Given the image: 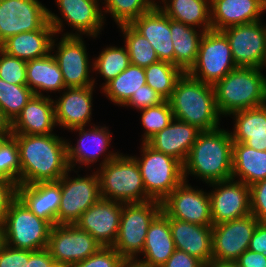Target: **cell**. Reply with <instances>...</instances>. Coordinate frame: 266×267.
<instances>
[{
    "mask_svg": "<svg viewBox=\"0 0 266 267\" xmlns=\"http://www.w3.org/2000/svg\"><path fill=\"white\" fill-rule=\"evenodd\" d=\"M55 122L54 99L34 95L17 117L11 122L12 134H53Z\"/></svg>",
    "mask_w": 266,
    "mask_h": 267,
    "instance_id": "21",
    "label": "cell"
},
{
    "mask_svg": "<svg viewBox=\"0 0 266 267\" xmlns=\"http://www.w3.org/2000/svg\"><path fill=\"white\" fill-rule=\"evenodd\" d=\"M55 35V29L23 32L9 37L0 48L7 54L27 62L50 54Z\"/></svg>",
    "mask_w": 266,
    "mask_h": 267,
    "instance_id": "30",
    "label": "cell"
},
{
    "mask_svg": "<svg viewBox=\"0 0 266 267\" xmlns=\"http://www.w3.org/2000/svg\"><path fill=\"white\" fill-rule=\"evenodd\" d=\"M130 25L149 41L160 61L174 64L170 18L161 9H151Z\"/></svg>",
    "mask_w": 266,
    "mask_h": 267,
    "instance_id": "24",
    "label": "cell"
},
{
    "mask_svg": "<svg viewBox=\"0 0 266 267\" xmlns=\"http://www.w3.org/2000/svg\"><path fill=\"white\" fill-rule=\"evenodd\" d=\"M235 121L231 137L255 150L266 151V104L231 113Z\"/></svg>",
    "mask_w": 266,
    "mask_h": 267,
    "instance_id": "29",
    "label": "cell"
},
{
    "mask_svg": "<svg viewBox=\"0 0 266 267\" xmlns=\"http://www.w3.org/2000/svg\"><path fill=\"white\" fill-rule=\"evenodd\" d=\"M97 58L92 62V71H97L105 83L102 88L111 80L116 78L121 72L129 67L131 64L129 53L126 47L108 46L102 49Z\"/></svg>",
    "mask_w": 266,
    "mask_h": 267,
    "instance_id": "38",
    "label": "cell"
},
{
    "mask_svg": "<svg viewBox=\"0 0 266 267\" xmlns=\"http://www.w3.org/2000/svg\"><path fill=\"white\" fill-rule=\"evenodd\" d=\"M183 180L162 202V212L171 218L213 226L209 193L194 189Z\"/></svg>",
    "mask_w": 266,
    "mask_h": 267,
    "instance_id": "13",
    "label": "cell"
},
{
    "mask_svg": "<svg viewBox=\"0 0 266 267\" xmlns=\"http://www.w3.org/2000/svg\"><path fill=\"white\" fill-rule=\"evenodd\" d=\"M123 267H144L136 262H126Z\"/></svg>",
    "mask_w": 266,
    "mask_h": 267,
    "instance_id": "55",
    "label": "cell"
},
{
    "mask_svg": "<svg viewBox=\"0 0 266 267\" xmlns=\"http://www.w3.org/2000/svg\"><path fill=\"white\" fill-rule=\"evenodd\" d=\"M57 264L47 248L31 251L26 267H56Z\"/></svg>",
    "mask_w": 266,
    "mask_h": 267,
    "instance_id": "50",
    "label": "cell"
},
{
    "mask_svg": "<svg viewBox=\"0 0 266 267\" xmlns=\"http://www.w3.org/2000/svg\"><path fill=\"white\" fill-rule=\"evenodd\" d=\"M164 99L147 84L140 87L134 92L130 100L123 106L135 107L139 111L148 107L156 106L162 103Z\"/></svg>",
    "mask_w": 266,
    "mask_h": 267,
    "instance_id": "46",
    "label": "cell"
},
{
    "mask_svg": "<svg viewBox=\"0 0 266 267\" xmlns=\"http://www.w3.org/2000/svg\"><path fill=\"white\" fill-rule=\"evenodd\" d=\"M168 218L175 249L184 251L208 265L212 261V226Z\"/></svg>",
    "mask_w": 266,
    "mask_h": 267,
    "instance_id": "23",
    "label": "cell"
},
{
    "mask_svg": "<svg viewBox=\"0 0 266 267\" xmlns=\"http://www.w3.org/2000/svg\"><path fill=\"white\" fill-rule=\"evenodd\" d=\"M210 7L212 30L216 31L260 21L266 12L261 0H210Z\"/></svg>",
    "mask_w": 266,
    "mask_h": 267,
    "instance_id": "26",
    "label": "cell"
},
{
    "mask_svg": "<svg viewBox=\"0 0 266 267\" xmlns=\"http://www.w3.org/2000/svg\"><path fill=\"white\" fill-rule=\"evenodd\" d=\"M101 247L92 235L75 224H56L50 231L47 249L57 265L70 266Z\"/></svg>",
    "mask_w": 266,
    "mask_h": 267,
    "instance_id": "12",
    "label": "cell"
},
{
    "mask_svg": "<svg viewBox=\"0 0 266 267\" xmlns=\"http://www.w3.org/2000/svg\"><path fill=\"white\" fill-rule=\"evenodd\" d=\"M156 0H104V13H110L117 25L130 24L151 9H160Z\"/></svg>",
    "mask_w": 266,
    "mask_h": 267,
    "instance_id": "39",
    "label": "cell"
},
{
    "mask_svg": "<svg viewBox=\"0 0 266 267\" xmlns=\"http://www.w3.org/2000/svg\"><path fill=\"white\" fill-rule=\"evenodd\" d=\"M50 54L26 62L27 86L37 96H44L42 91H62L66 88L59 65Z\"/></svg>",
    "mask_w": 266,
    "mask_h": 267,
    "instance_id": "31",
    "label": "cell"
},
{
    "mask_svg": "<svg viewBox=\"0 0 266 267\" xmlns=\"http://www.w3.org/2000/svg\"><path fill=\"white\" fill-rule=\"evenodd\" d=\"M231 48L221 31H205L195 64L187 72L193 78L214 85L236 68Z\"/></svg>",
    "mask_w": 266,
    "mask_h": 267,
    "instance_id": "10",
    "label": "cell"
},
{
    "mask_svg": "<svg viewBox=\"0 0 266 267\" xmlns=\"http://www.w3.org/2000/svg\"><path fill=\"white\" fill-rule=\"evenodd\" d=\"M196 27L183 24L170 19L174 49V65L187 73L195 64L201 39L205 31L199 33Z\"/></svg>",
    "mask_w": 266,
    "mask_h": 267,
    "instance_id": "33",
    "label": "cell"
},
{
    "mask_svg": "<svg viewBox=\"0 0 266 267\" xmlns=\"http://www.w3.org/2000/svg\"><path fill=\"white\" fill-rule=\"evenodd\" d=\"M67 171L61 177V200L58 224H75L80 216L100 198V180L97 171L93 175L69 177Z\"/></svg>",
    "mask_w": 266,
    "mask_h": 267,
    "instance_id": "11",
    "label": "cell"
},
{
    "mask_svg": "<svg viewBox=\"0 0 266 267\" xmlns=\"http://www.w3.org/2000/svg\"><path fill=\"white\" fill-rule=\"evenodd\" d=\"M55 2L64 21L68 22V26L70 25L78 31L63 33L62 36L86 34L95 38L103 30L105 14L99 7V0H56Z\"/></svg>",
    "mask_w": 266,
    "mask_h": 267,
    "instance_id": "20",
    "label": "cell"
},
{
    "mask_svg": "<svg viewBox=\"0 0 266 267\" xmlns=\"http://www.w3.org/2000/svg\"><path fill=\"white\" fill-rule=\"evenodd\" d=\"M164 4L163 6L160 5V9H162L168 2H170L171 0H161Z\"/></svg>",
    "mask_w": 266,
    "mask_h": 267,
    "instance_id": "57",
    "label": "cell"
},
{
    "mask_svg": "<svg viewBox=\"0 0 266 267\" xmlns=\"http://www.w3.org/2000/svg\"><path fill=\"white\" fill-rule=\"evenodd\" d=\"M126 262L113 247H101L85 260L69 267H123Z\"/></svg>",
    "mask_w": 266,
    "mask_h": 267,
    "instance_id": "44",
    "label": "cell"
},
{
    "mask_svg": "<svg viewBox=\"0 0 266 267\" xmlns=\"http://www.w3.org/2000/svg\"><path fill=\"white\" fill-rule=\"evenodd\" d=\"M118 27L124 36V45L129 53L132 65L145 68L159 61L149 41L130 24H122Z\"/></svg>",
    "mask_w": 266,
    "mask_h": 267,
    "instance_id": "37",
    "label": "cell"
},
{
    "mask_svg": "<svg viewBox=\"0 0 266 267\" xmlns=\"http://www.w3.org/2000/svg\"><path fill=\"white\" fill-rule=\"evenodd\" d=\"M0 179L20 185V156L16 139L11 135L0 139Z\"/></svg>",
    "mask_w": 266,
    "mask_h": 267,
    "instance_id": "42",
    "label": "cell"
},
{
    "mask_svg": "<svg viewBox=\"0 0 266 267\" xmlns=\"http://www.w3.org/2000/svg\"><path fill=\"white\" fill-rule=\"evenodd\" d=\"M95 86L65 88L54 100L55 122L64 129L88 126L91 121L93 90Z\"/></svg>",
    "mask_w": 266,
    "mask_h": 267,
    "instance_id": "19",
    "label": "cell"
},
{
    "mask_svg": "<svg viewBox=\"0 0 266 267\" xmlns=\"http://www.w3.org/2000/svg\"><path fill=\"white\" fill-rule=\"evenodd\" d=\"M20 156V185L58 181L70 170L67 139L54 134H12Z\"/></svg>",
    "mask_w": 266,
    "mask_h": 267,
    "instance_id": "1",
    "label": "cell"
},
{
    "mask_svg": "<svg viewBox=\"0 0 266 267\" xmlns=\"http://www.w3.org/2000/svg\"><path fill=\"white\" fill-rule=\"evenodd\" d=\"M250 210L259 222H266V179L250 186Z\"/></svg>",
    "mask_w": 266,
    "mask_h": 267,
    "instance_id": "45",
    "label": "cell"
},
{
    "mask_svg": "<svg viewBox=\"0 0 266 267\" xmlns=\"http://www.w3.org/2000/svg\"><path fill=\"white\" fill-rule=\"evenodd\" d=\"M17 197V184L7 179H0V226L12 201Z\"/></svg>",
    "mask_w": 266,
    "mask_h": 267,
    "instance_id": "48",
    "label": "cell"
},
{
    "mask_svg": "<svg viewBox=\"0 0 266 267\" xmlns=\"http://www.w3.org/2000/svg\"><path fill=\"white\" fill-rule=\"evenodd\" d=\"M209 186L214 189L209 193L213 225L251 214L250 186L232 178Z\"/></svg>",
    "mask_w": 266,
    "mask_h": 267,
    "instance_id": "17",
    "label": "cell"
},
{
    "mask_svg": "<svg viewBox=\"0 0 266 267\" xmlns=\"http://www.w3.org/2000/svg\"><path fill=\"white\" fill-rule=\"evenodd\" d=\"M86 127H78L71 129V131H78L79 138L77 140V145L74 146L67 142V154H68V164L70 170L74 171L77 164L89 166L91 164L99 161L101 154L104 155L110 142L112 136L110 130L106 126H94L92 128L86 129Z\"/></svg>",
    "mask_w": 266,
    "mask_h": 267,
    "instance_id": "25",
    "label": "cell"
},
{
    "mask_svg": "<svg viewBox=\"0 0 266 267\" xmlns=\"http://www.w3.org/2000/svg\"><path fill=\"white\" fill-rule=\"evenodd\" d=\"M235 178L248 186L266 179V151L233 142L232 179Z\"/></svg>",
    "mask_w": 266,
    "mask_h": 267,
    "instance_id": "32",
    "label": "cell"
},
{
    "mask_svg": "<svg viewBox=\"0 0 266 267\" xmlns=\"http://www.w3.org/2000/svg\"><path fill=\"white\" fill-rule=\"evenodd\" d=\"M161 211V202L155 200L122 203L119 230L112 247L127 262L138 259L145 244L149 225Z\"/></svg>",
    "mask_w": 266,
    "mask_h": 267,
    "instance_id": "7",
    "label": "cell"
},
{
    "mask_svg": "<svg viewBox=\"0 0 266 267\" xmlns=\"http://www.w3.org/2000/svg\"><path fill=\"white\" fill-rule=\"evenodd\" d=\"M107 153L97 168L101 198L123 204L149 201L134 156Z\"/></svg>",
    "mask_w": 266,
    "mask_h": 267,
    "instance_id": "5",
    "label": "cell"
},
{
    "mask_svg": "<svg viewBox=\"0 0 266 267\" xmlns=\"http://www.w3.org/2000/svg\"><path fill=\"white\" fill-rule=\"evenodd\" d=\"M161 10L174 21L212 30L210 0H171Z\"/></svg>",
    "mask_w": 266,
    "mask_h": 267,
    "instance_id": "34",
    "label": "cell"
},
{
    "mask_svg": "<svg viewBox=\"0 0 266 267\" xmlns=\"http://www.w3.org/2000/svg\"><path fill=\"white\" fill-rule=\"evenodd\" d=\"M12 135L11 121L4 115L0 108V139L7 138Z\"/></svg>",
    "mask_w": 266,
    "mask_h": 267,
    "instance_id": "53",
    "label": "cell"
},
{
    "mask_svg": "<svg viewBox=\"0 0 266 267\" xmlns=\"http://www.w3.org/2000/svg\"><path fill=\"white\" fill-rule=\"evenodd\" d=\"M261 71V68L236 67L213 85L222 117L266 104V76Z\"/></svg>",
    "mask_w": 266,
    "mask_h": 267,
    "instance_id": "4",
    "label": "cell"
},
{
    "mask_svg": "<svg viewBox=\"0 0 266 267\" xmlns=\"http://www.w3.org/2000/svg\"><path fill=\"white\" fill-rule=\"evenodd\" d=\"M141 145L142 157L134 158L139 165L147 197L162 202L184 180L183 164L147 143Z\"/></svg>",
    "mask_w": 266,
    "mask_h": 267,
    "instance_id": "8",
    "label": "cell"
},
{
    "mask_svg": "<svg viewBox=\"0 0 266 267\" xmlns=\"http://www.w3.org/2000/svg\"><path fill=\"white\" fill-rule=\"evenodd\" d=\"M63 19L38 0H0V45L9 37L39 29L63 32Z\"/></svg>",
    "mask_w": 266,
    "mask_h": 267,
    "instance_id": "6",
    "label": "cell"
},
{
    "mask_svg": "<svg viewBox=\"0 0 266 267\" xmlns=\"http://www.w3.org/2000/svg\"><path fill=\"white\" fill-rule=\"evenodd\" d=\"M249 250L266 257V222H258L249 244Z\"/></svg>",
    "mask_w": 266,
    "mask_h": 267,
    "instance_id": "51",
    "label": "cell"
},
{
    "mask_svg": "<svg viewBox=\"0 0 266 267\" xmlns=\"http://www.w3.org/2000/svg\"><path fill=\"white\" fill-rule=\"evenodd\" d=\"M174 251L169 218L161 211L149 225L142 250L144 259L134 262L144 267H161Z\"/></svg>",
    "mask_w": 266,
    "mask_h": 267,
    "instance_id": "28",
    "label": "cell"
},
{
    "mask_svg": "<svg viewBox=\"0 0 266 267\" xmlns=\"http://www.w3.org/2000/svg\"><path fill=\"white\" fill-rule=\"evenodd\" d=\"M122 214V203L100 198L88 208L75 225L92 235L102 247L115 243Z\"/></svg>",
    "mask_w": 266,
    "mask_h": 267,
    "instance_id": "18",
    "label": "cell"
},
{
    "mask_svg": "<svg viewBox=\"0 0 266 267\" xmlns=\"http://www.w3.org/2000/svg\"><path fill=\"white\" fill-rule=\"evenodd\" d=\"M205 267H237V265L231 262H217V261L212 260Z\"/></svg>",
    "mask_w": 266,
    "mask_h": 267,
    "instance_id": "54",
    "label": "cell"
},
{
    "mask_svg": "<svg viewBox=\"0 0 266 267\" xmlns=\"http://www.w3.org/2000/svg\"><path fill=\"white\" fill-rule=\"evenodd\" d=\"M82 36H63L59 43L53 39L51 51L61 70L66 88L94 86L95 78H90L93 65H90L87 48ZM54 49V50H53ZM90 70V71H89Z\"/></svg>",
    "mask_w": 266,
    "mask_h": 267,
    "instance_id": "15",
    "label": "cell"
},
{
    "mask_svg": "<svg viewBox=\"0 0 266 267\" xmlns=\"http://www.w3.org/2000/svg\"><path fill=\"white\" fill-rule=\"evenodd\" d=\"M30 250L16 249L4 242L0 246V267H26Z\"/></svg>",
    "mask_w": 266,
    "mask_h": 267,
    "instance_id": "47",
    "label": "cell"
},
{
    "mask_svg": "<svg viewBox=\"0 0 266 267\" xmlns=\"http://www.w3.org/2000/svg\"><path fill=\"white\" fill-rule=\"evenodd\" d=\"M266 65V47H265V55H264V60H263V67Z\"/></svg>",
    "mask_w": 266,
    "mask_h": 267,
    "instance_id": "58",
    "label": "cell"
},
{
    "mask_svg": "<svg viewBox=\"0 0 266 267\" xmlns=\"http://www.w3.org/2000/svg\"><path fill=\"white\" fill-rule=\"evenodd\" d=\"M233 140L229 131H201L183 163V177H199L207 185L232 178ZM187 177V178H186Z\"/></svg>",
    "mask_w": 266,
    "mask_h": 267,
    "instance_id": "2",
    "label": "cell"
},
{
    "mask_svg": "<svg viewBox=\"0 0 266 267\" xmlns=\"http://www.w3.org/2000/svg\"><path fill=\"white\" fill-rule=\"evenodd\" d=\"M234 263L237 267H266V257L247 249Z\"/></svg>",
    "mask_w": 266,
    "mask_h": 267,
    "instance_id": "52",
    "label": "cell"
},
{
    "mask_svg": "<svg viewBox=\"0 0 266 267\" xmlns=\"http://www.w3.org/2000/svg\"><path fill=\"white\" fill-rule=\"evenodd\" d=\"M257 21L227 27L221 32L226 36L237 67L263 70L266 47V24Z\"/></svg>",
    "mask_w": 266,
    "mask_h": 267,
    "instance_id": "16",
    "label": "cell"
},
{
    "mask_svg": "<svg viewBox=\"0 0 266 267\" xmlns=\"http://www.w3.org/2000/svg\"><path fill=\"white\" fill-rule=\"evenodd\" d=\"M2 227H3V226H0V246H1V244L3 243Z\"/></svg>",
    "mask_w": 266,
    "mask_h": 267,
    "instance_id": "56",
    "label": "cell"
},
{
    "mask_svg": "<svg viewBox=\"0 0 266 267\" xmlns=\"http://www.w3.org/2000/svg\"><path fill=\"white\" fill-rule=\"evenodd\" d=\"M168 101L175 119L194 125L201 131L221 126L213 85L197 80L188 73H183L178 79Z\"/></svg>",
    "mask_w": 266,
    "mask_h": 267,
    "instance_id": "3",
    "label": "cell"
},
{
    "mask_svg": "<svg viewBox=\"0 0 266 267\" xmlns=\"http://www.w3.org/2000/svg\"><path fill=\"white\" fill-rule=\"evenodd\" d=\"M34 95L27 85L10 84L0 78V108L11 122Z\"/></svg>",
    "mask_w": 266,
    "mask_h": 267,
    "instance_id": "40",
    "label": "cell"
},
{
    "mask_svg": "<svg viewBox=\"0 0 266 267\" xmlns=\"http://www.w3.org/2000/svg\"><path fill=\"white\" fill-rule=\"evenodd\" d=\"M17 198L37 217L58 224V209L61 200V178L54 182L32 185H17Z\"/></svg>",
    "mask_w": 266,
    "mask_h": 267,
    "instance_id": "22",
    "label": "cell"
},
{
    "mask_svg": "<svg viewBox=\"0 0 266 267\" xmlns=\"http://www.w3.org/2000/svg\"><path fill=\"white\" fill-rule=\"evenodd\" d=\"M145 84L144 68L130 64L127 69L102 88V93H105L114 104L124 106L134 92Z\"/></svg>",
    "mask_w": 266,
    "mask_h": 267,
    "instance_id": "35",
    "label": "cell"
},
{
    "mask_svg": "<svg viewBox=\"0 0 266 267\" xmlns=\"http://www.w3.org/2000/svg\"><path fill=\"white\" fill-rule=\"evenodd\" d=\"M56 267H69V266H62V265H57Z\"/></svg>",
    "mask_w": 266,
    "mask_h": 267,
    "instance_id": "59",
    "label": "cell"
},
{
    "mask_svg": "<svg viewBox=\"0 0 266 267\" xmlns=\"http://www.w3.org/2000/svg\"><path fill=\"white\" fill-rule=\"evenodd\" d=\"M201 130L178 119L150 138L146 143L153 149L185 162Z\"/></svg>",
    "mask_w": 266,
    "mask_h": 267,
    "instance_id": "27",
    "label": "cell"
},
{
    "mask_svg": "<svg viewBox=\"0 0 266 267\" xmlns=\"http://www.w3.org/2000/svg\"><path fill=\"white\" fill-rule=\"evenodd\" d=\"M206 265L194 256L175 249L174 253L161 267H205Z\"/></svg>",
    "mask_w": 266,
    "mask_h": 267,
    "instance_id": "49",
    "label": "cell"
},
{
    "mask_svg": "<svg viewBox=\"0 0 266 267\" xmlns=\"http://www.w3.org/2000/svg\"><path fill=\"white\" fill-rule=\"evenodd\" d=\"M144 71L146 84L155 90L164 100L171 98L176 82L184 73L174 64L160 60L145 67Z\"/></svg>",
    "mask_w": 266,
    "mask_h": 267,
    "instance_id": "36",
    "label": "cell"
},
{
    "mask_svg": "<svg viewBox=\"0 0 266 267\" xmlns=\"http://www.w3.org/2000/svg\"><path fill=\"white\" fill-rule=\"evenodd\" d=\"M140 111L142 114L140 117L141 124L145 131L142 135V143H146L155 134L167 127L174 119L168 100H164L159 105L148 107Z\"/></svg>",
    "mask_w": 266,
    "mask_h": 267,
    "instance_id": "41",
    "label": "cell"
},
{
    "mask_svg": "<svg viewBox=\"0 0 266 267\" xmlns=\"http://www.w3.org/2000/svg\"><path fill=\"white\" fill-rule=\"evenodd\" d=\"M0 78L10 84L27 85L26 61L11 56L0 48Z\"/></svg>",
    "mask_w": 266,
    "mask_h": 267,
    "instance_id": "43",
    "label": "cell"
},
{
    "mask_svg": "<svg viewBox=\"0 0 266 267\" xmlns=\"http://www.w3.org/2000/svg\"><path fill=\"white\" fill-rule=\"evenodd\" d=\"M52 227L48 221L37 217L16 197L4 219L3 242L16 249H45Z\"/></svg>",
    "mask_w": 266,
    "mask_h": 267,
    "instance_id": "9",
    "label": "cell"
},
{
    "mask_svg": "<svg viewBox=\"0 0 266 267\" xmlns=\"http://www.w3.org/2000/svg\"><path fill=\"white\" fill-rule=\"evenodd\" d=\"M259 221L252 215L212 226V260L234 263L249 248Z\"/></svg>",
    "mask_w": 266,
    "mask_h": 267,
    "instance_id": "14",
    "label": "cell"
}]
</instances>
